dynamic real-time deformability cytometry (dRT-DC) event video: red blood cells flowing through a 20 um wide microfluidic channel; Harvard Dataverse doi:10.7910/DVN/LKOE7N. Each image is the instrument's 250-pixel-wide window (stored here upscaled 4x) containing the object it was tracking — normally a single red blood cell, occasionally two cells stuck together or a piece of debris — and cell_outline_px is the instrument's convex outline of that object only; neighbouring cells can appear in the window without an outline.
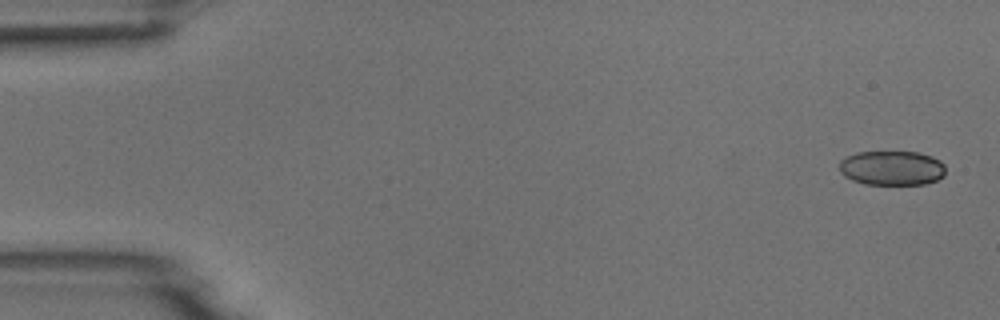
{"species": "common noctule bat (a hibernating species)", "species_latin": "Nyctalus noctula", "temperature_condition": "room temperature", "stored_images_in_passage": 5, "camera_frame_rate_fps": 3000, "um_per_image_px": 0.085, "animal": {"sex": "male", "body_mass_g": 18.8}, "frame": {"image": 1, "passage_image": 1, "time_ms": 0.0, "image_size_px": [1000, 320], "cell_outline_px": [[944, 176], [936, 180], [924, 184], [864, 184], [852, 180], [844, 176], [840, 172], [840, 160], [856, 152], [920, 152], [932, 156], [940, 160], [944, 164]], "centroid_in_image_um": [75.81, 14.28], "position_along_channel_um": 9.2, "area_um2": 21.44}}
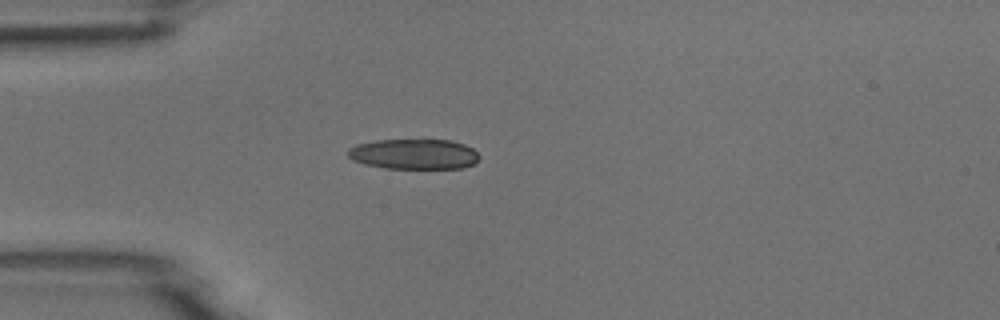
{"frame": {"image": 2, "passage_image": 5, "time_ms": 4.333, "image_size_px": [1000, 320], "cell_outline_px": [[480, 160], [476, 164], [464, 168], [384, 168], [364, 164], [352, 160], [348, 156], [348, 148], [356, 144], [376, 140], [424, 136], [452, 140], [464, 144], [472, 148], [480, 156]], "centroid_in_image_um": [35.22, 13.04], "position_along_channel_um": 49.8, "area_um2": 24.51}}